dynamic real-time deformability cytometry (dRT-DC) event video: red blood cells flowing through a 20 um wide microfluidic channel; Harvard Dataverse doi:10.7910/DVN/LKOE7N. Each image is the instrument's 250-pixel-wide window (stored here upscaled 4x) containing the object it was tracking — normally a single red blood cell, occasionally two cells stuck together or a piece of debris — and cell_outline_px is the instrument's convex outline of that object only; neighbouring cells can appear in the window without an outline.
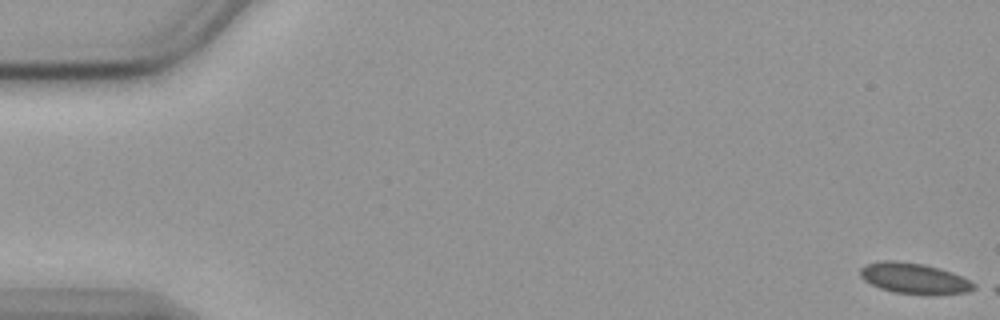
{"species": "common noctule bat (a hibernating species)", "species_latin": "Nyctalus noctula", "temperature_condition": "cold", "stored_images_in_passage": 10, "camera_frame_rate_fps": 3000, "um_per_image_px": 0.085, "animal": {"sex": "female", "body_mass_g": 19.9}, "frame": {"image": 1, "passage_image": 1, "time_ms": 0.0, "image_size_px": [1000, 320], "cell_outline_px": [[976, 288], [968, 292], [932, 296], [892, 292], [880, 288], [864, 280], [860, 276], [860, 268], [864, 264], [880, 260], [896, 260], [924, 264], [940, 268], [952, 272], [976, 284]], "centroid_in_image_um": [77.7, 23.67], "position_along_channel_um": 7.3, "area_um2": 20.81}}